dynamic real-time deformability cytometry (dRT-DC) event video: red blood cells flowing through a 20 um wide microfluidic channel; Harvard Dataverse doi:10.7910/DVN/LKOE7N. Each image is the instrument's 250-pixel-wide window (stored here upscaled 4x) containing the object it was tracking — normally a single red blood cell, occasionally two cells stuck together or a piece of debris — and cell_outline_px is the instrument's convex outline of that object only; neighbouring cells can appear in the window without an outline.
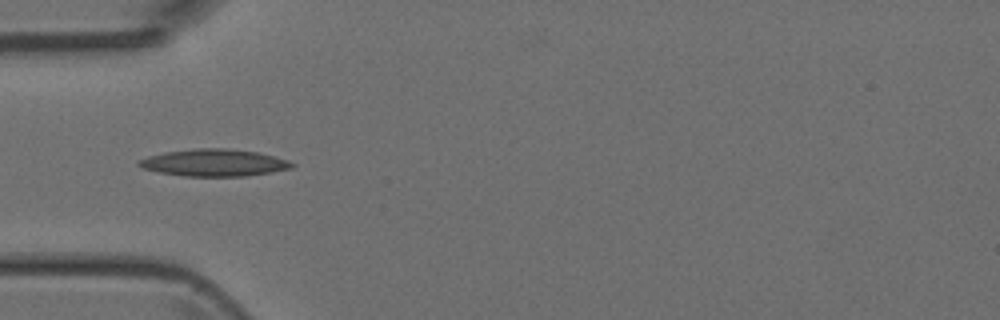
{"species": "Egyptian fruit bat (a non-hibernating species)", "species_latin": "Rousettus aegyptiacus", "temperature_condition": "room temperature", "stored_images_in_passage": 4, "camera_frame_rate_fps": 3000, "um_per_image_px": 0.085, "animal": {"sex": "female"}, "frame": {"image": 1, "passage_image": 4, "time_ms": 3.333, "image_size_px": [1000, 320], "cell_outline_px": [[296, 164], [292, 168], [272, 172], [244, 176], [184, 176], [160, 172], [144, 168], [136, 164], [136, 160], [148, 156], [164, 152], [196, 148], [224, 148], [256, 152], [288, 160]], "centroid_in_image_um": [18.18, 13.83], "position_along_channel_um": 66.8, "area_um2": 24.04}}